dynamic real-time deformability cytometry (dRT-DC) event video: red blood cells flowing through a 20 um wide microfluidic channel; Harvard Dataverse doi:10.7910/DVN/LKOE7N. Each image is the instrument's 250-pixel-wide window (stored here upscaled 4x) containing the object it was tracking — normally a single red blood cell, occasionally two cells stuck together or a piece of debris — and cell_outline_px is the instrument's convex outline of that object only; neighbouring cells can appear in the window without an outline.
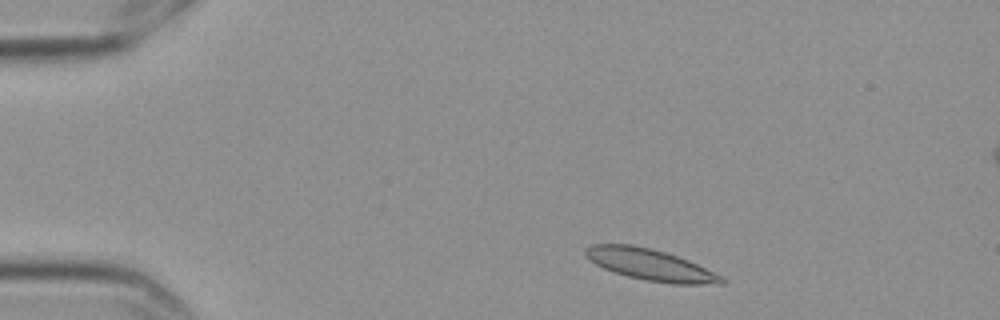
{"species": "Egyptian fruit bat (a non-hibernating species)", "species_latin": "Rousettus aegyptiacus", "temperature_condition": "cold", "stored_images_in_passage": 4, "camera_frame_rate_fps": 3000, "um_per_image_px": 0.085, "frame": {"image": 1, "passage_image": 1, "time_ms": 0.0, "image_size_px": [1000, 320], "cell_outline_px": [[728, 280], [724, 284], [672, 284], [648, 280], [628, 276], [604, 268], [596, 264], [584, 256], [584, 248], [592, 244], [632, 244], [652, 248], [688, 260], [724, 276]], "centroid_in_image_um": [55.31, 22.5], "position_along_channel_um": 29.7, "area_um2": 24.91}}